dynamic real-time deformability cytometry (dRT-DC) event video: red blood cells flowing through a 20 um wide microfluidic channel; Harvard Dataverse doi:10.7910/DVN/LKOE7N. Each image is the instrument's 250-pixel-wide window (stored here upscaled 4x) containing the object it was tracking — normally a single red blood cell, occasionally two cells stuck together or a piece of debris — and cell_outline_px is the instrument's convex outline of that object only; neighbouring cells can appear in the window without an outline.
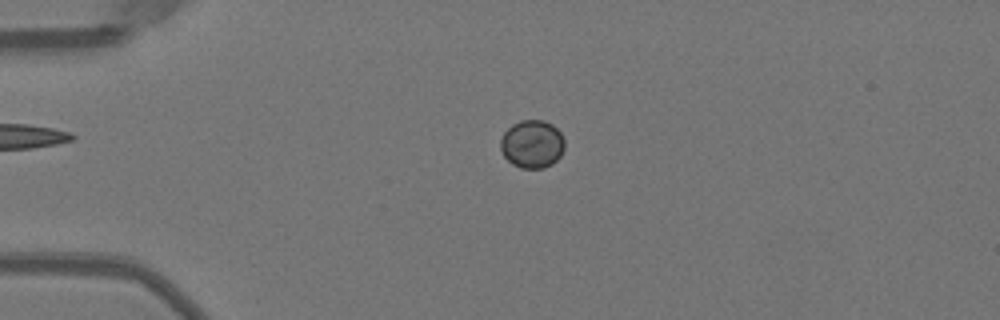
{"species": "Egyptian fruit bat (a non-hibernating species)", "species_latin": "Rousettus aegyptiacus", "temperature_condition": "warm", "stored_images_in_passage": 52, "camera_frame_rate_fps": 3000, "um_per_image_px": 0.085, "animal": {"sex": "female"}, "frame": {"image": 1, "passage_image": 13, "time_ms": 4.0, "image_size_px": [1000, 320], "cell_outline_px": [[564, 148], [560, 156], [552, 164], [544, 168], [520, 168], [512, 164], [504, 156], [500, 148], [500, 140], [504, 132], [512, 124], [520, 120], [544, 120], [552, 124], [560, 132], [564, 140]], "centroid_in_image_um": [45.22, 12.24], "position_along_channel_um": 39.8, "area_um2": 18.03}}
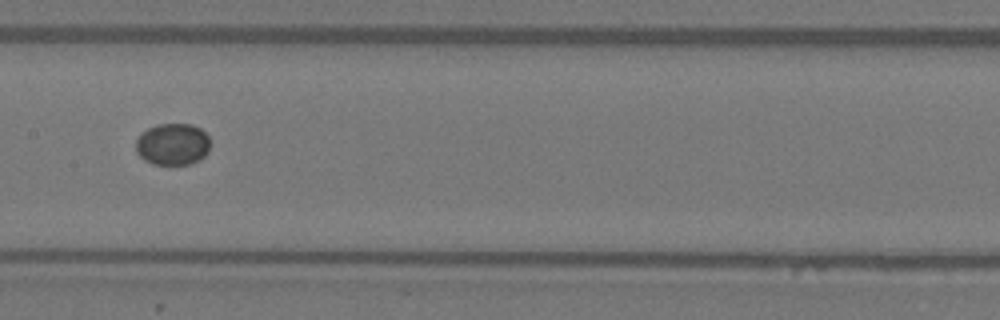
{"frame": {"image": 2, "passage_image": 27, "time_ms": 8.667, "image_size_px": [1000, 320], "cell_outline_px": [[208, 152], [200, 160], [188, 164], [152, 164], [144, 160], [136, 152], [136, 140], [140, 132], [156, 124], [192, 124], [200, 128], [208, 136]], "centroid_in_image_um": [14.64, 12.25], "position_along_channel_um": 192.8, "area_um2": 18.21}}
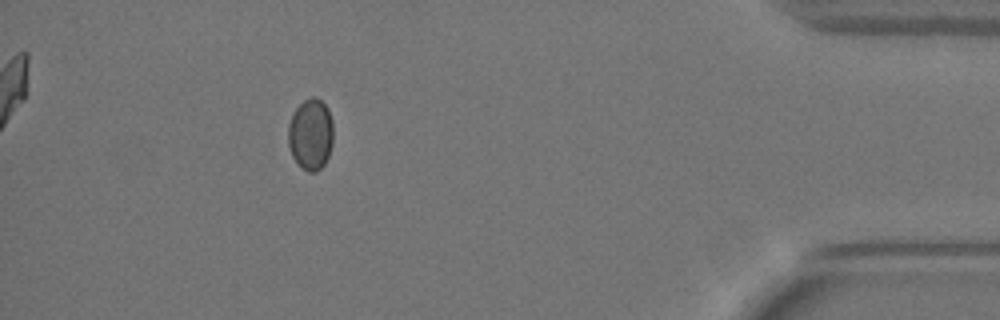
{"frame": {"image": 3, "passage_image": 47, "time_ms": 15.333, "image_size_px": [1000, 320], "cell_outline_px": [[332, 144], [328, 156], [324, 164], [316, 172], [308, 172], [292, 156], [288, 144], [288, 124], [292, 112], [304, 100], [312, 96], [316, 96], [328, 108], [332, 120]], "centroid_in_image_um": [26.4, 11.38], "position_along_channel_um": 408.8, "area_um2": 18.73}}